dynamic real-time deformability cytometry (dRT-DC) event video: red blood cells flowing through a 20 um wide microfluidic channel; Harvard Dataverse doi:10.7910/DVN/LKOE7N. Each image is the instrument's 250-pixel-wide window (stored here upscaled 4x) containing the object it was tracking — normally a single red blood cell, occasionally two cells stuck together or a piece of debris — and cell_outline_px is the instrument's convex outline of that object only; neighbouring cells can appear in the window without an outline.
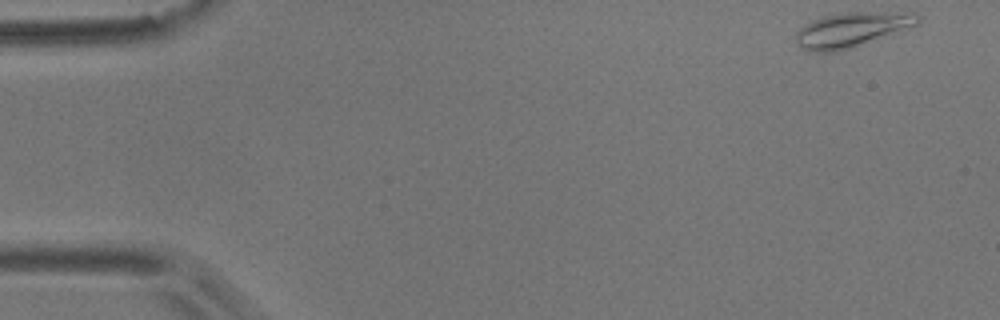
{"species": "common noctule bat (a hibernating species)", "species_latin": "Nyctalus noctula", "temperature_condition": "room temperature", "stored_images_in_passage": 18, "camera_frame_rate_fps": 3000, "um_per_image_px": 0.085, "animal": {"sex": "male", "body_mass_g": 17.9}, "frame": {"image": 1, "passage_image": 1, "time_ms": 0.0, "image_size_px": [1000, 320], "cell_outline_px": [[920, 24], [848, 48], [832, 52], [812, 52], [800, 48], [796, 44], [796, 32], [804, 24], [812, 20], [824, 16], [844, 12], [920, 12]], "centroid_in_image_um": [72.39, 2.5], "position_along_channel_um": 12.6, "area_um2": 24.62}}
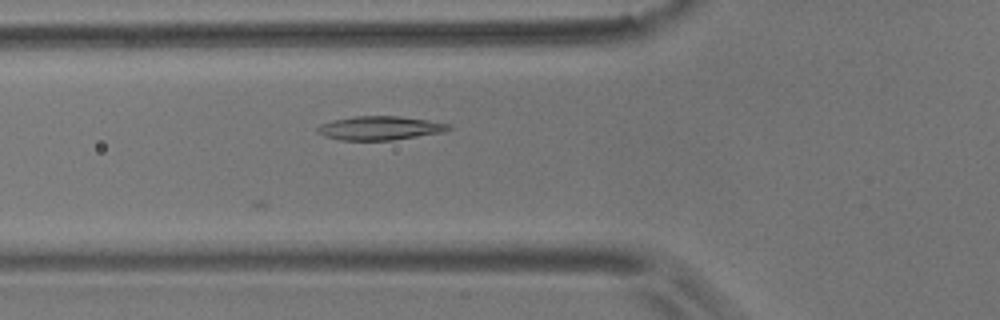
{"frame": {"image": 2, "passage_image": 18, "time_ms": 5.667, "image_size_px": [1000, 320], "cell_outline_px": [[452, 128], [444, 132], [392, 140], [340, 140], [324, 136], [316, 132], [316, 128], [320, 124], [332, 120], [356, 116], [400, 116], [448, 124]], "centroid_in_image_um": [32.23, 10.89], "position_along_channel_um": 93.6, "area_um2": 18.09}}